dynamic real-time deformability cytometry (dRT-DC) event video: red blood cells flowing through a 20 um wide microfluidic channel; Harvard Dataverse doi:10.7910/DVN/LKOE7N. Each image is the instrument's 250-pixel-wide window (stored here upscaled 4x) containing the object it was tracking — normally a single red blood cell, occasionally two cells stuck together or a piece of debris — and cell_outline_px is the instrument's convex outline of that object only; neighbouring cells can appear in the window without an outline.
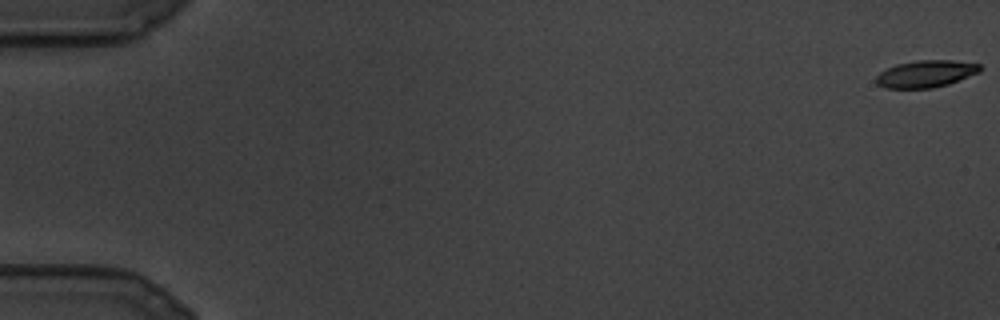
{"species": "common noctule bat (a hibernating species)", "species_latin": "Nyctalus noctula", "temperature_condition": "cold", "stored_images_in_passage": 24, "camera_frame_rate_fps": 3000, "um_per_image_px": 0.085, "animal": {"sex": "male", "body_mass_g": 19.5, "forearm_length_mm": 54.6}, "frame": {"image": 1, "passage_image": 1, "time_ms": 0.0, "image_size_px": [1000, 320], "cell_outline_px": [[980, 72], [948, 84], [932, 88], [884, 88], [876, 84], [876, 76], [880, 72], [896, 64], [916, 60], [952, 60], [980, 64]], "centroid_in_image_um": [78.67, 6.27], "position_along_channel_um": 6.3, "area_um2": 16.36}}